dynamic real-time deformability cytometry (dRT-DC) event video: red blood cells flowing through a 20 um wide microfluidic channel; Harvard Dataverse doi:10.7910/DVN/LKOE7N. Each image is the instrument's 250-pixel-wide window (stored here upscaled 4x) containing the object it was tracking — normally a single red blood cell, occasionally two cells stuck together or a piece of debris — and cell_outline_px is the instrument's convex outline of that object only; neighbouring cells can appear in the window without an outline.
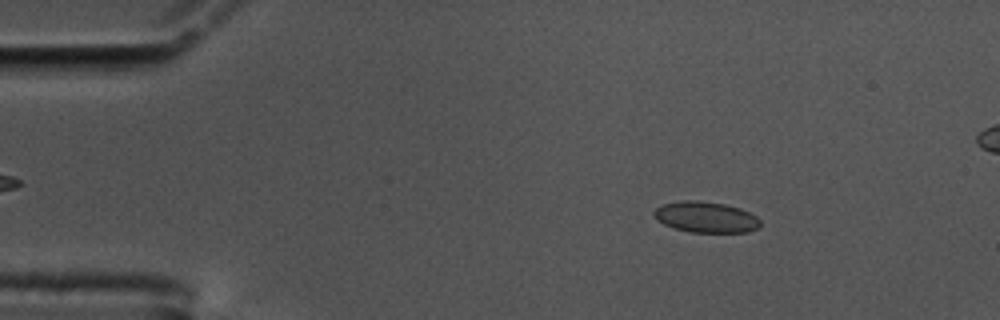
{"species": "common noctule bat (a hibernating species)", "species_latin": "Nyctalus noctula", "temperature_condition": "cold", "stored_images_in_passage": 58, "camera_frame_rate_fps": 3000, "um_per_image_px": 0.085, "animal": {"sex": "male", "body_mass_g": 17.5, "forearm_length_mm": 52.3}, "frame": {"image": 1, "passage_image": 8, "time_ms": 2.333, "image_size_px": [1000, 320], "cell_outline_px": [[760, 228], [748, 232], [692, 232], [672, 228], [656, 220], [652, 216], [652, 212], [656, 208], [664, 204], [680, 200], [696, 200], [724, 204], [740, 208], [756, 216], [760, 220]], "centroid_in_image_um": [59.97, 18.46], "position_along_channel_um": 25.0, "area_um2": 19.31}}
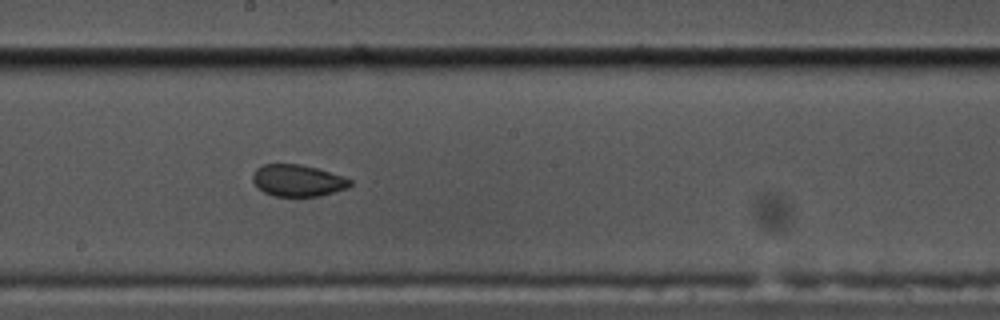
{"frame": {"image": 2, "passage_image": 31, "time_ms": 10.0, "image_size_px": [1000, 320], "cell_outline_px": [[352, 184], [348, 188], [320, 196], [272, 196], [256, 188], [252, 180], [252, 176], [256, 168], [264, 164], [300, 164], [320, 168], [344, 176], [352, 180]], "centroid_in_image_um": [25.31, 15.34], "position_along_channel_um": 222.9, "area_um2": 18.38}}
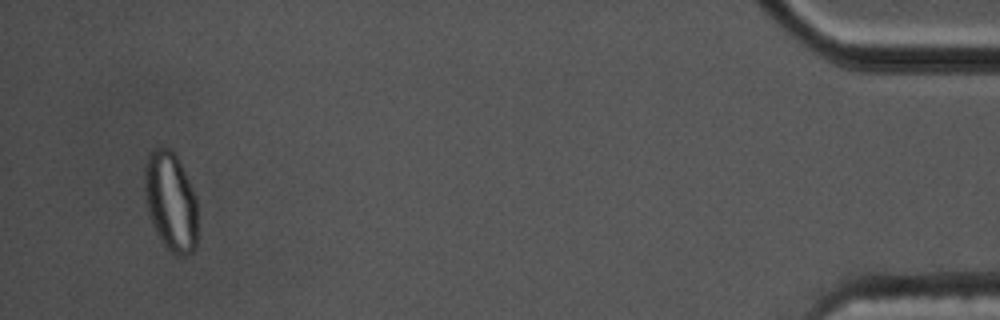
{"frame": {"image": 3, "passage_image": 55, "time_ms": 18.0, "image_size_px": [1000, 320], "cell_outline_px": [[196, 248], [192, 252], [184, 256], [180, 256], [172, 252], [164, 244], [156, 232], [152, 224], [148, 212], [144, 192], [144, 164], [152, 148], [168, 148], [180, 160], [196, 196]], "centroid_in_image_um": [14.5, 17.1], "position_along_channel_um": 420.7, "area_um2": 30.75}, "authors_computed_cell_mechanics": {"area_um2": 19.3341, "velocity_mm_per_s": 3.4475, "shape_relaxation_time_tau1_ms": null, "shape_relaxation_time_tau2_ms": 1.7366, "deformation_change_tau1": null, "deformation_change_tau2": 0.0546}}